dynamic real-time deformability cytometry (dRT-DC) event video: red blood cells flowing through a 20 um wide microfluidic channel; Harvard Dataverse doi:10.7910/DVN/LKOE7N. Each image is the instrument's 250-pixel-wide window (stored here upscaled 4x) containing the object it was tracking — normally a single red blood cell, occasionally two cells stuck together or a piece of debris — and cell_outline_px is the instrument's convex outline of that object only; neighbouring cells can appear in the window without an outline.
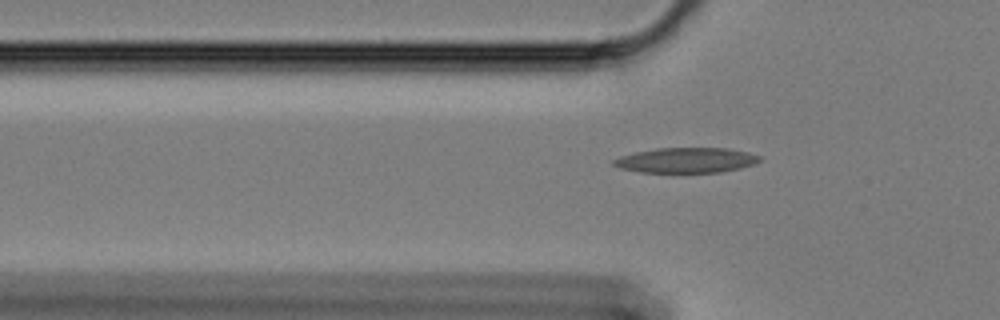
{"species": "Egyptian fruit bat (a non-hibernating species)", "species_latin": "Rousettus aegyptiacus", "temperature_condition": "cold", "stored_images_in_passage": 36, "camera_frame_rate_fps": 3000, "um_per_image_px": 0.085, "animal": {"sex": "female"}, "frame": {"image": 1, "passage_image": 2, "time_ms": 0.333, "image_size_px": [1000, 320], "cell_outline_px": [[760, 160], [756, 164], [740, 168], [720, 172], [640, 172], [620, 168], [612, 164], [612, 160], [620, 156], [636, 152], [656, 148], [728, 148], [748, 152], [760, 156]], "centroid_in_image_um": [58.33, 13.61], "position_along_channel_um": 67.5, "area_um2": 21.39}}
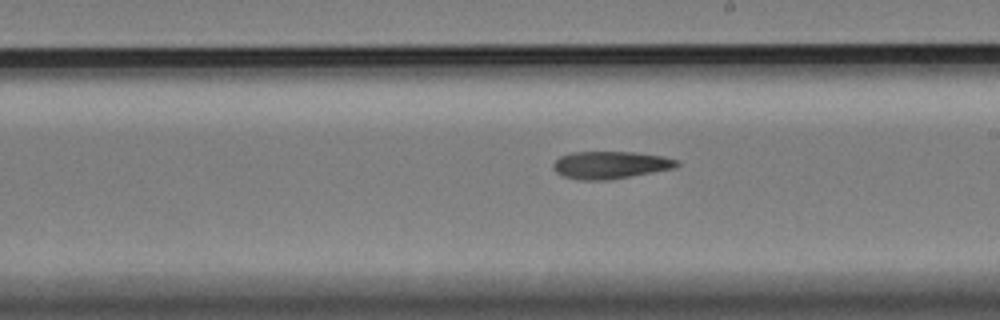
{"frame": {"image": 2, "passage_image": 17, "time_ms": 5.333, "image_size_px": [1000, 320], "cell_outline_px": [[680, 164], [676, 168], [608, 180], [580, 180], [564, 176], [556, 172], [552, 168], [552, 164], [560, 156], [572, 152], [632, 152], [664, 156], [680, 160]], "centroid_in_image_um": [51.9, 14.02], "position_along_channel_um": 237.1, "area_um2": 19.88}}
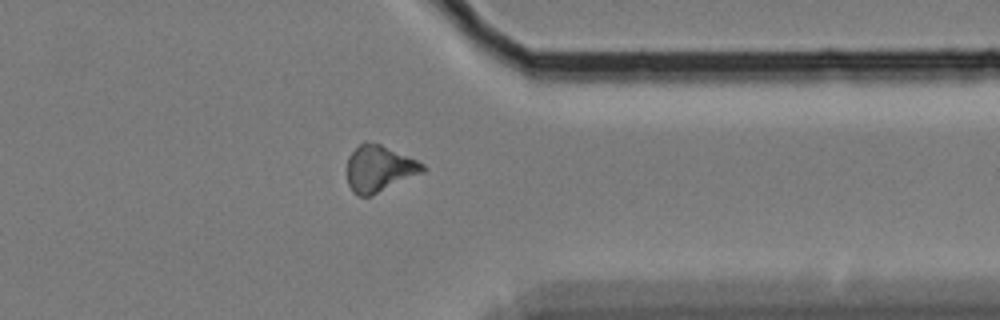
{"frame": {"image": 3, "passage_image": 30, "time_ms": 9.667, "image_size_px": [1000, 320], "cell_outline_px": [[424, 172], [372, 196], [360, 196], [352, 192], [348, 184], [348, 156], [360, 144], [380, 144], [416, 160], [424, 164]], "centroid_in_image_um": [32.23, 14.38], "position_along_channel_um": 379.2, "area_um2": 20.06}}